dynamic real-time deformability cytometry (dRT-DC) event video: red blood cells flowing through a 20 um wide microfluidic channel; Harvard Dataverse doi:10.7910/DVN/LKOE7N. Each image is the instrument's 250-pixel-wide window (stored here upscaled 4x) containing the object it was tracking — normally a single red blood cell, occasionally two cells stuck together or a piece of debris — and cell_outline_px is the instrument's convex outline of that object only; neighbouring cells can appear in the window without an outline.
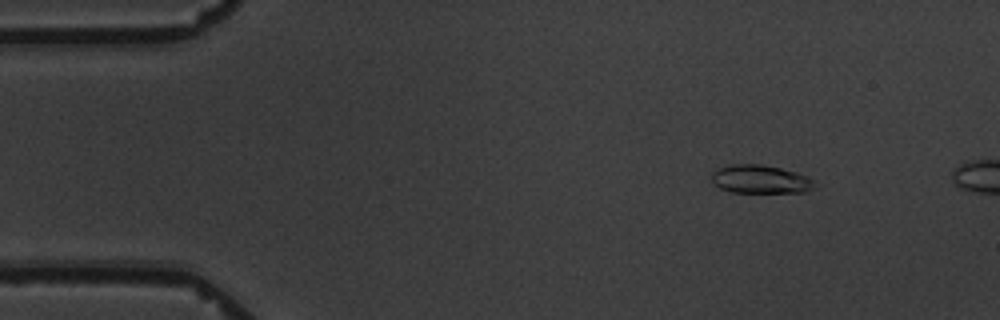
{"species": "common noctule bat (a hibernating species)", "species_latin": "Nyctalus noctula", "temperature_condition": "warm", "stored_images_in_passage": 5, "camera_frame_rate_fps": 3000, "um_per_image_px": 0.085, "animal": {"sex": "male", "body_mass_g": 19.5, "forearm_length_mm": 54.6}, "frame": {"image": 1, "passage_image": 3, "time_ms": 2.333, "image_size_px": [1000, 320], "cell_outline_px": [[816, 188], [804, 192], [732, 192], [720, 188], [712, 184], [712, 172], [720, 168], [732, 164], [760, 164], [780, 168], [796, 172], [808, 176], [816, 180]], "centroid_in_image_um": [64.68, 15.24], "position_along_channel_um": 20.3, "area_um2": 17.17}}